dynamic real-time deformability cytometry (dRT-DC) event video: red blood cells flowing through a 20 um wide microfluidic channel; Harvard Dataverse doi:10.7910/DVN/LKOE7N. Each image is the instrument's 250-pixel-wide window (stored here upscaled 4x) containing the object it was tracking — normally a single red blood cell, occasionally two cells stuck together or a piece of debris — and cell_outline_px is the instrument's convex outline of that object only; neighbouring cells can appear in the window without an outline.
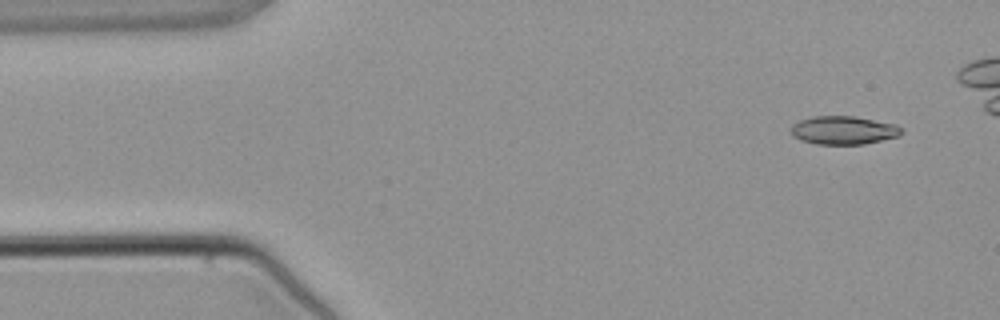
{"species": "common noctule bat (a hibernating species)", "species_latin": "Nyctalus noctula", "temperature_condition": "warm", "stored_images_in_passage": 4, "camera_frame_rate_fps": 3000, "um_per_image_px": 0.085, "animal": {"sex": "male", "body_mass_g": 21.5, "forearm_length_mm": 52.0}, "frame": {"image": 1, "passage_image": 1, "time_ms": 0.0, "image_size_px": [1000, 320], "cell_outline_px": [[904, 132], [900, 136], [864, 144], [816, 144], [800, 140], [792, 136], [788, 128], [792, 124], [800, 120], [812, 116], [856, 116], [896, 124]], "centroid_in_image_um": [71.67, 11.07], "position_along_channel_um": 13.3, "area_um2": 18.55}}